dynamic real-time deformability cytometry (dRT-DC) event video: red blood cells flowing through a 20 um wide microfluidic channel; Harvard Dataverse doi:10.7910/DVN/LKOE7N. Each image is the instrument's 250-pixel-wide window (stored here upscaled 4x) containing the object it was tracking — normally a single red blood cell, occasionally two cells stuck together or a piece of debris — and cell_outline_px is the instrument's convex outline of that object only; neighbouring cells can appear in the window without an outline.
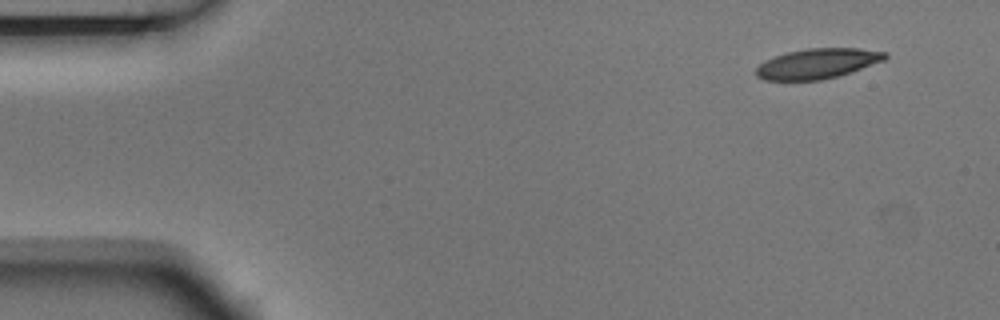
{"species": "Egyptian fruit bat (a non-hibernating species)", "species_latin": "Rousettus aegyptiacus", "temperature_condition": "room temperature", "stored_images_in_passage": 4, "camera_frame_rate_fps": 3000, "um_per_image_px": 0.085, "animal": {"sex": "male"}, "frame": {"image": 1, "passage_image": 1, "time_ms": 0.0, "image_size_px": [1000, 320], "cell_outline_px": [[888, 56], [884, 60], [836, 76], [820, 80], [764, 80], [756, 76], [756, 68], [764, 60], [788, 52], [808, 48], [860, 48], [888, 52]], "centroid_in_image_um": [69.47, 5.39], "position_along_channel_um": 15.5, "area_um2": 22.37}}
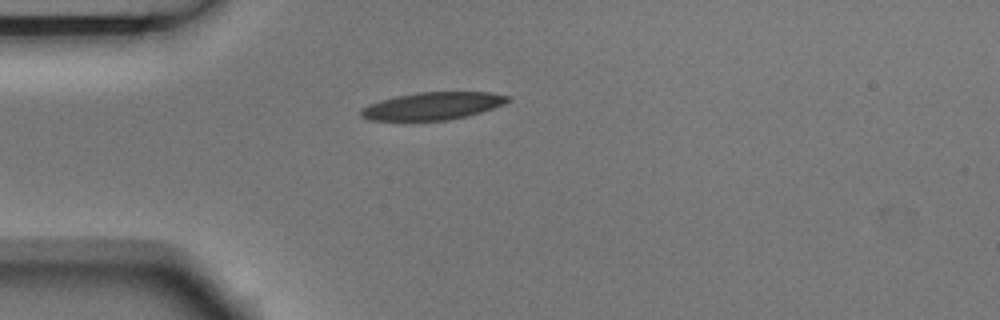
{"frame": {"image": 2, "passage_image": 4, "time_ms": 1.0, "image_size_px": [1000, 320], "cell_outline_px": [[512, 100], [492, 108], [480, 112], [448, 120], [368, 120], [360, 116], [360, 108], [368, 104], [380, 100], [396, 96], [416, 92], [492, 92], [512, 96]], "centroid_in_image_um": [36.76, 8.99], "position_along_channel_um": 48.2, "area_um2": 23.58}}